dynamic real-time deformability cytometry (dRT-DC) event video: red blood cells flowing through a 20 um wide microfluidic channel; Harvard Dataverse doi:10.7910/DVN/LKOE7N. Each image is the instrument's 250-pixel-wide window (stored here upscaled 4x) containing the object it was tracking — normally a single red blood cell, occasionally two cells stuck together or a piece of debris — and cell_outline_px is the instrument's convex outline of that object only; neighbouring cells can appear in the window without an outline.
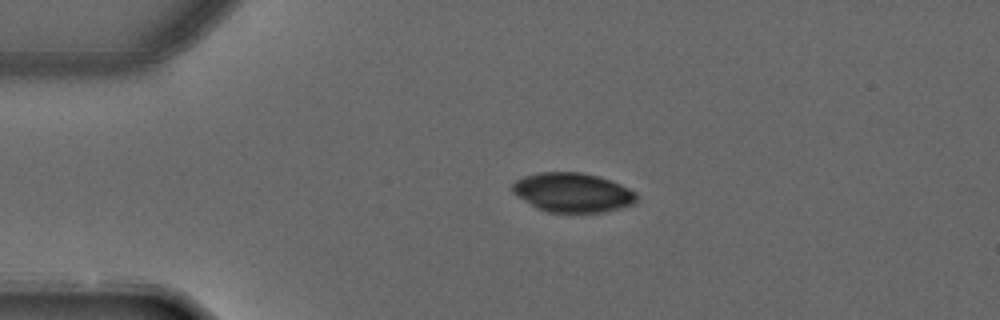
{"species": "common noctule bat (a hibernating species)", "species_latin": "Nyctalus noctula", "temperature_condition": "warm", "stored_images_in_passage": 2, "camera_frame_rate_fps": 3000, "um_per_image_px": 0.085, "animal": {"sex": "male", "forearm_length_mm": 52.5}, "frame": {"image": 1, "passage_image": 1, "time_ms": 0.0, "image_size_px": [1000, 320], "cell_outline_px": [[636, 200], [632, 204], [620, 208], [604, 212], [548, 212], [536, 208], [516, 196], [512, 192], [512, 184], [516, 180], [524, 176], [540, 172], [584, 172], [600, 176], [620, 184], [636, 192]], "centroid_in_image_um": [48.65, 16.35], "position_along_channel_um": 36.4, "area_um2": 28.55}}